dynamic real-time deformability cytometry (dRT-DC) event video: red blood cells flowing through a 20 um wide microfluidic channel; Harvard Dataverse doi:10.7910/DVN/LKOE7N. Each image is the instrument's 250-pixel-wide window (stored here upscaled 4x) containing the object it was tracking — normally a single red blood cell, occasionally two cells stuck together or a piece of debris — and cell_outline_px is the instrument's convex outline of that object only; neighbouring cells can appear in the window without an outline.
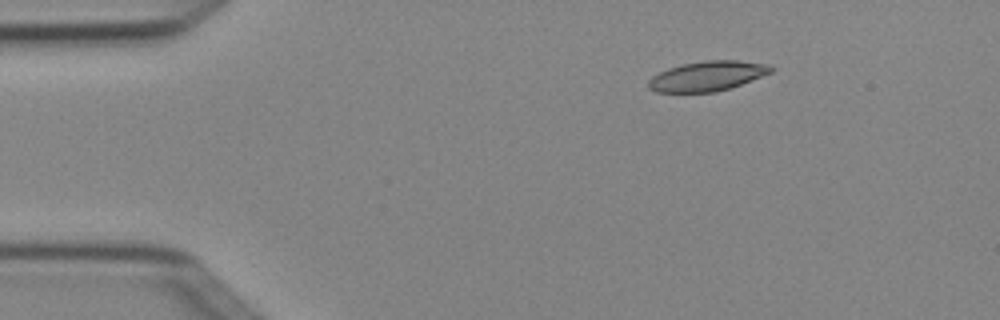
{"species": "Egyptian fruit bat (a non-hibernating species)", "species_latin": "Rousettus aegyptiacus", "temperature_condition": "cold", "stored_images_in_passage": 5, "camera_frame_rate_fps": 3000, "um_per_image_px": 0.085, "animal": {"sex": "female"}, "frame": {"image": 1, "passage_image": 3, "time_ms": 0.667, "image_size_px": [1000, 320], "cell_outline_px": [[776, 68], [772, 72], [740, 84], [716, 92], [656, 92], [648, 88], [648, 80], [652, 76], [668, 68], [684, 64], [704, 60], [736, 60], [768, 64]], "centroid_in_image_um": [60.12, 6.46], "position_along_channel_um": 24.9, "area_um2": 21.21}}
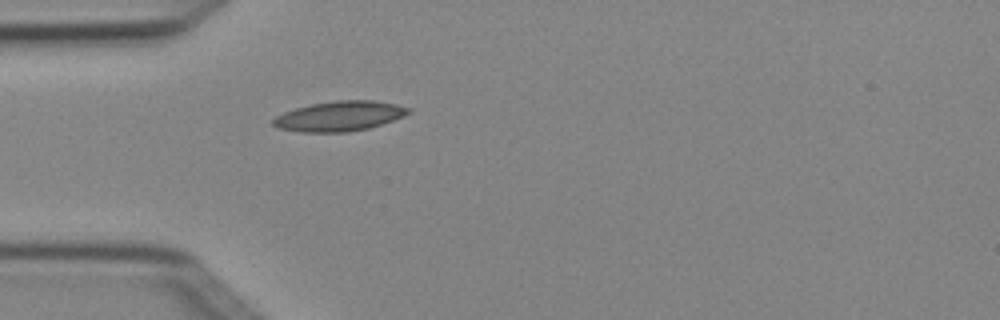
{"frame": {"image": 2, "passage_image": 5, "time_ms": 1.333, "image_size_px": [1000, 320], "cell_outline_px": [[412, 112], [404, 116], [368, 128], [348, 132], [300, 132], [280, 128], [272, 124], [272, 120], [276, 116], [284, 112], [296, 108], [312, 104], [336, 100], [372, 100], [396, 104], [412, 108]], "centroid_in_image_um": [28.88, 9.86], "position_along_channel_um": 56.1, "area_um2": 23.52}}